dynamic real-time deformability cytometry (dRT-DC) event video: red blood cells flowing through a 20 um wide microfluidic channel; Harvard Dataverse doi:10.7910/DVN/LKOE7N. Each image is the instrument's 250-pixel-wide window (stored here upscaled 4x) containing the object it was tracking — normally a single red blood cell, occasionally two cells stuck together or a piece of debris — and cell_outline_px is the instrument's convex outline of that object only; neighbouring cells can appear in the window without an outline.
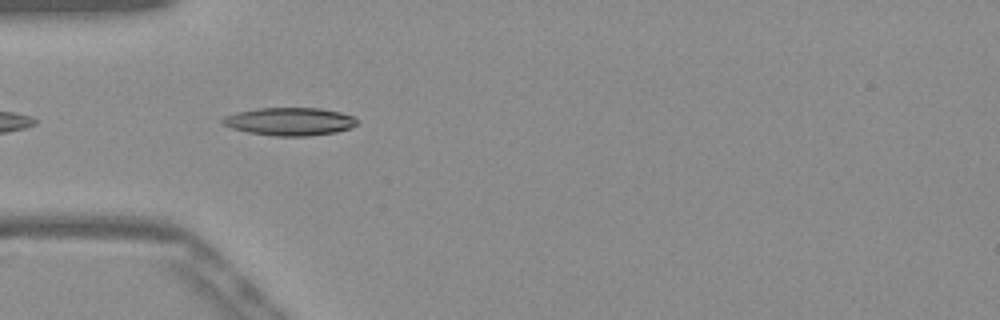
{"species": "Egyptian fruit bat (a non-hibernating species)", "species_latin": "Rousettus aegyptiacus", "temperature_condition": "warm", "stored_images_in_passage": 38, "camera_frame_rate_fps": 3000, "um_per_image_px": 0.085, "frame": {"image": 1, "passage_image": 2, "time_ms": 0.333, "image_size_px": [1000, 320], "cell_outline_px": [[356, 124], [348, 128], [336, 132], [308, 136], [276, 136], [248, 132], [232, 128], [224, 124], [220, 120], [224, 116], [236, 112], [260, 108], [320, 108], [340, 112], [352, 116], [356, 120]], "centroid_in_image_um": [24.59, 10.32], "position_along_channel_um": 60.4, "area_um2": 21.68}}
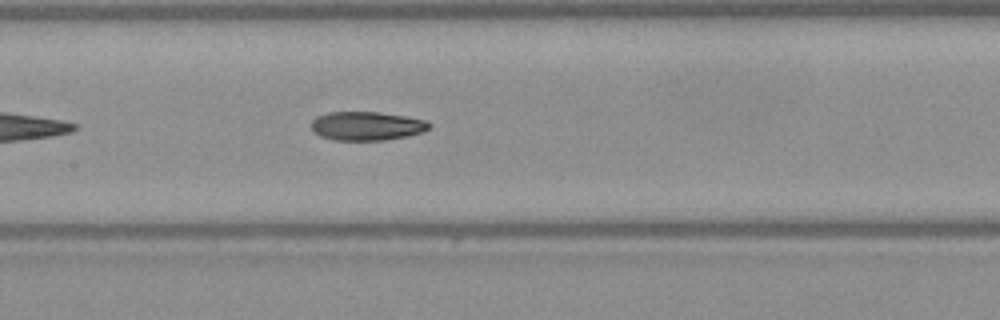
{"frame": {"image": 2, "passage_image": 11, "time_ms": 3.333, "image_size_px": [1000, 320], "cell_outline_px": [[432, 124], [424, 132], [408, 136], [384, 140], [336, 140], [320, 136], [312, 132], [312, 120], [316, 116], [328, 112], [380, 112], [428, 120]], "centroid_in_image_um": [31.18, 10.7], "position_along_channel_um": 176.2, "area_um2": 19.94}}
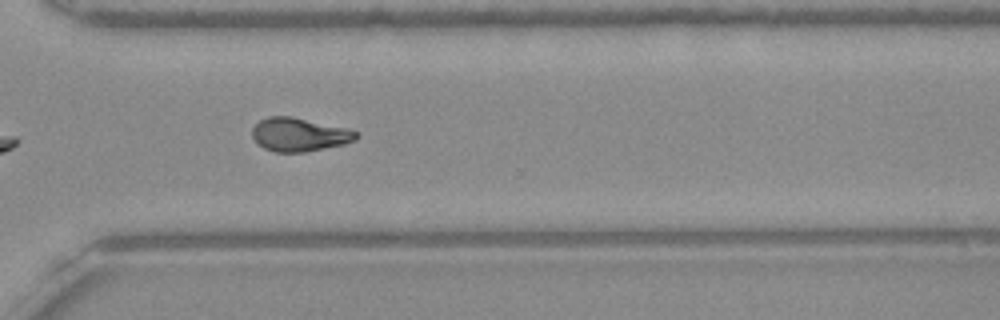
{"frame": {"image": 3, "passage_image": 24, "time_ms": 7.667, "image_size_px": [1000, 320], "cell_outline_px": [[360, 136], [356, 140], [344, 144], [304, 152], [276, 152], [264, 148], [256, 144], [252, 136], [252, 128], [260, 120], [268, 116], [292, 116], [344, 128], [360, 132]], "centroid_in_image_um": [25.42, 11.44], "position_along_channel_um": 345.2, "area_um2": 20.35}, "authors_computed_cell_mechanics": {"area_um2": 20.0277, "velocity_mm_per_s": 3.9051, "shape_relaxation_time_tau1_ms": 10.4918, "shape_relaxation_time_tau2_ms": 3.2959, "deformation_change_tau1": 0.2447, "deformation_change_tau2": 0.1071}}